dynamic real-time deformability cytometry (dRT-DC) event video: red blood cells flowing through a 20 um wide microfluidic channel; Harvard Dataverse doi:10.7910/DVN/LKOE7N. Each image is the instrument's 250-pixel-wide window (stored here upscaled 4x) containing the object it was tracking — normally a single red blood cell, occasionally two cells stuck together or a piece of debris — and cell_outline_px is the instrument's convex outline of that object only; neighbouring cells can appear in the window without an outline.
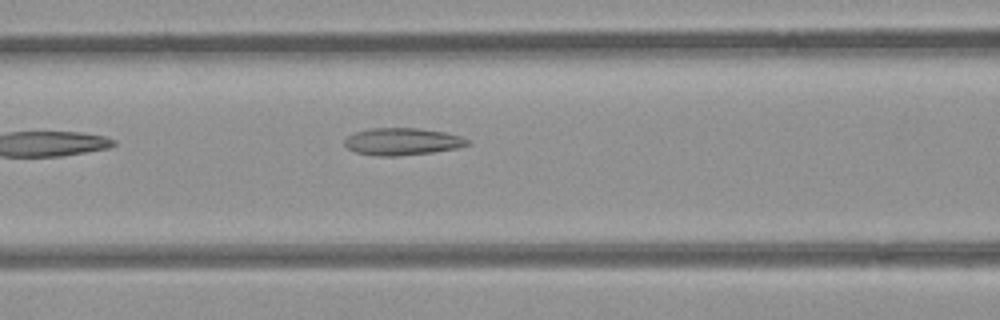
{"species": "common noctule bat (a hibernating species)", "species_latin": "Nyctalus noctula", "temperature_condition": "room temperature", "stored_images_in_passage": 6, "camera_frame_rate_fps": 3000, "um_per_image_px": 0.085, "animal": {"sex": "female", "body_mass_g": 21.9}, "frame": {"image": 1, "passage_image": 6, "time_ms": 6.0, "image_size_px": [1000, 320], "cell_outline_px": [[468, 144], [456, 148], [432, 152], [396, 156], [376, 156], [356, 152], [348, 148], [344, 144], [344, 140], [348, 136], [356, 132], [368, 128], [420, 128], [444, 132], [460, 136], [468, 140]], "centroid_in_image_um": [34.15, 12.03], "position_along_channel_um": 132.4, "area_um2": 19.31}}